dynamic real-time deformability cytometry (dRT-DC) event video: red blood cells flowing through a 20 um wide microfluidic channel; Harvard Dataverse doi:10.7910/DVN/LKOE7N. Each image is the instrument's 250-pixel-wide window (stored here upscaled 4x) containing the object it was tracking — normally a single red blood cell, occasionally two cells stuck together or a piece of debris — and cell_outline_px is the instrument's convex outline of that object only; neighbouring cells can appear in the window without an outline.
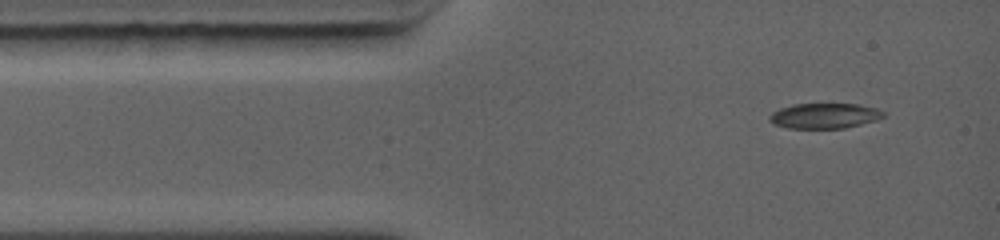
{"species": "common noctule bat (a hibernating species)", "species_latin": "Nyctalus noctula", "temperature_condition": "warm", "stored_images_in_passage": 3, "camera_frame_rate_fps": 5000, "um_per_image_px": 0.085, "animal": {"sex": "female", "body_mass_g": 19.0, "forearm_length_mm": 56.7}, "frame": {"image": 1, "passage_image": 1, "time_ms": 0.0, "image_size_px": [1000, 240], "cell_outline_px": [[884, 116], [876, 120], [844, 128], [788, 128], [772, 124], [768, 120], [768, 116], [772, 112], [780, 108], [792, 104], [860, 104], [876, 108], [884, 112]], "centroid_in_image_um": [70.03, 9.84], "position_along_channel_um": 15.0, "area_um2": 16.82}}
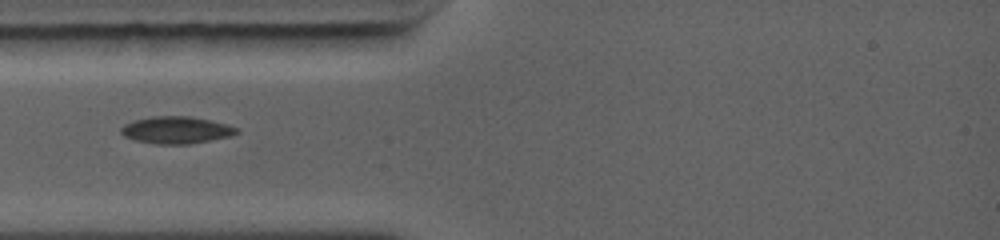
{"frame": {"image": 2, "passage_image": 3, "time_ms": 2.2, "image_size_px": [1000, 240], "cell_outline_px": [[240, 132], [228, 136], [188, 144], [156, 144], [136, 140], [124, 136], [120, 132], [120, 128], [124, 124], [132, 120], [152, 116], [192, 116], [228, 124], [236, 128]], "centroid_in_image_um": [14.94, 11.04], "position_along_channel_um": 70.1, "area_um2": 18.21}}